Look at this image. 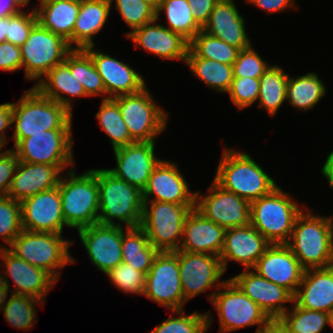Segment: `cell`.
<instances>
[{
    "mask_svg": "<svg viewBox=\"0 0 333 333\" xmlns=\"http://www.w3.org/2000/svg\"><path fill=\"white\" fill-rule=\"evenodd\" d=\"M223 149L213 180L224 190L251 203L279 186L249 153L229 147Z\"/></svg>",
    "mask_w": 333,
    "mask_h": 333,
    "instance_id": "6da1fadb",
    "label": "cell"
},
{
    "mask_svg": "<svg viewBox=\"0 0 333 333\" xmlns=\"http://www.w3.org/2000/svg\"><path fill=\"white\" fill-rule=\"evenodd\" d=\"M63 105L43 96L34 86L12 102L14 146L22 139L53 129H72V116Z\"/></svg>",
    "mask_w": 333,
    "mask_h": 333,
    "instance_id": "7a4b0ae2",
    "label": "cell"
},
{
    "mask_svg": "<svg viewBox=\"0 0 333 333\" xmlns=\"http://www.w3.org/2000/svg\"><path fill=\"white\" fill-rule=\"evenodd\" d=\"M96 175L99 194L98 223L122 227L126 225V228L140 226L143 214L142 191L117 178L108 168L96 169Z\"/></svg>",
    "mask_w": 333,
    "mask_h": 333,
    "instance_id": "3957f363",
    "label": "cell"
},
{
    "mask_svg": "<svg viewBox=\"0 0 333 333\" xmlns=\"http://www.w3.org/2000/svg\"><path fill=\"white\" fill-rule=\"evenodd\" d=\"M62 213L67 227L77 231L98 223L99 194L96 169L76 175L74 168L60 178Z\"/></svg>",
    "mask_w": 333,
    "mask_h": 333,
    "instance_id": "277c9868",
    "label": "cell"
},
{
    "mask_svg": "<svg viewBox=\"0 0 333 333\" xmlns=\"http://www.w3.org/2000/svg\"><path fill=\"white\" fill-rule=\"evenodd\" d=\"M305 211L297 216L287 245L305 270L333 266L327 218L314 215L312 210L306 208Z\"/></svg>",
    "mask_w": 333,
    "mask_h": 333,
    "instance_id": "5b68a950",
    "label": "cell"
},
{
    "mask_svg": "<svg viewBox=\"0 0 333 333\" xmlns=\"http://www.w3.org/2000/svg\"><path fill=\"white\" fill-rule=\"evenodd\" d=\"M279 186L251 202L250 224L271 244H287L302 206Z\"/></svg>",
    "mask_w": 333,
    "mask_h": 333,
    "instance_id": "8992f818",
    "label": "cell"
},
{
    "mask_svg": "<svg viewBox=\"0 0 333 333\" xmlns=\"http://www.w3.org/2000/svg\"><path fill=\"white\" fill-rule=\"evenodd\" d=\"M72 242L62 234L23 229L7 248L29 264L45 270L58 282L60 268L75 262L69 252Z\"/></svg>",
    "mask_w": 333,
    "mask_h": 333,
    "instance_id": "52a82bcc",
    "label": "cell"
},
{
    "mask_svg": "<svg viewBox=\"0 0 333 333\" xmlns=\"http://www.w3.org/2000/svg\"><path fill=\"white\" fill-rule=\"evenodd\" d=\"M193 208L195 205L143 201L140 227L159 252H176L182 240L185 219Z\"/></svg>",
    "mask_w": 333,
    "mask_h": 333,
    "instance_id": "ba28073f",
    "label": "cell"
},
{
    "mask_svg": "<svg viewBox=\"0 0 333 333\" xmlns=\"http://www.w3.org/2000/svg\"><path fill=\"white\" fill-rule=\"evenodd\" d=\"M112 99L118 104L130 137L135 142L157 141L159 134L166 130L168 113L154 102L147 87Z\"/></svg>",
    "mask_w": 333,
    "mask_h": 333,
    "instance_id": "9c48e42d",
    "label": "cell"
},
{
    "mask_svg": "<svg viewBox=\"0 0 333 333\" xmlns=\"http://www.w3.org/2000/svg\"><path fill=\"white\" fill-rule=\"evenodd\" d=\"M211 303L218 314L219 333L254 325L258 326L255 333H259L271 320L230 278L213 293Z\"/></svg>",
    "mask_w": 333,
    "mask_h": 333,
    "instance_id": "30bf717a",
    "label": "cell"
},
{
    "mask_svg": "<svg viewBox=\"0 0 333 333\" xmlns=\"http://www.w3.org/2000/svg\"><path fill=\"white\" fill-rule=\"evenodd\" d=\"M73 50L62 37L37 23L21 46L25 78L37 82Z\"/></svg>",
    "mask_w": 333,
    "mask_h": 333,
    "instance_id": "8fae6325",
    "label": "cell"
},
{
    "mask_svg": "<svg viewBox=\"0 0 333 333\" xmlns=\"http://www.w3.org/2000/svg\"><path fill=\"white\" fill-rule=\"evenodd\" d=\"M73 143L72 129H53L31 134L11 149L19 161L57 165L63 171L74 168Z\"/></svg>",
    "mask_w": 333,
    "mask_h": 333,
    "instance_id": "7c38bea8",
    "label": "cell"
},
{
    "mask_svg": "<svg viewBox=\"0 0 333 333\" xmlns=\"http://www.w3.org/2000/svg\"><path fill=\"white\" fill-rule=\"evenodd\" d=\"M142 295L171 311L183 309L187 301L181 287L179 251L158 252L146 274Z\"/></svg>",
    "mask_w": 333,
    "mask_h": 333,
    "instance_id": "4fadbf2b",
    "label": "cell"
},
{
    "mask_svg": "<svg viewBox=\"0 0 333 333\" xmlns=\"http://www.w3.org/2000/svg\"><path fill=\"white\" fill-rule=\"evenodd\" d=\"M179 270L183 296L187 302L213 288L215 291L208 295L211 302L213 293L226 282L220 281L225 271L217 255L179 251Z\"/></svg>",
    "mask_w": 333,
    "mask_h": 333,
    "instance_id": "5bb4252c",
    "label": "cell"
},
{
    "mask_svg": "<svg viewBox=\"0 0 333 333\" xmlns=\"http://www.w3.org/2000/svg\"><path fill=\"white\" fill-rule=\"evenodd\" d=\"M196 192L195 208L225 230L250 224L251 203L214 180L207 194Z\"/></svg>",
    "mask_w": 333,
    "mask_h": 333,
    "instance_id": "9a60e30c",
    "label": "cell"
},
{
    "mask_svg": "<svg viewBox=\"0 0 333 333\" xmlns=\"http://www.w3.org/2000/svg\"><path fill=\"white\" fill-rule=\"evenodd\" d=\"M0 260L5 269V273L0 271L1 278L9 289L11 286L6 276H11L15 284L12 294L27 295L45 301L46 295L57 283L48 272L17 257L8 248H0Z\"/></svg>",
    "mask_w": 333,
    "mask_h": 333,
    "instance_id": "2e32d148",
    "label": "cell"
},
{
    "mask_svg": "<svg viewBox=\"0 0 333 333\" xmlns=\"http://www.w3.org/2000/svg\"><path fill=\"white\" fill-rule=\"evenodd\" d=\"M155 145L156 141L135 142L114 149L117 166L108 170L117 178L143 191L153 169L161 160L155 155Z\"/></svg>",
    "mask_w": 333,
    "mask_h": 333,
    "instance_id": "e0dca14e",
    "label": "cell"
},
{
    "mask_svg": "<svg viewBox=\"0 0 333 333\" xmlns=\"http://www.w3.org/2000/svg\"><path fill=\"white\" fill-rule=\"evenodd\" d=\"M21 215L22 228L27 231L62 234L67 226L58 186L23 200Z\"/></svg>",
    "mask_w": 333,
    "mask_h": 333,
    "instance_id": "ac0fdd59",
    "label": "cell"
},
{
    "mask_svg": "<svg viewBox=\"0 0 333 333\" xmlns=\"http://www.w3.org/2000/svg\"><path fill=\"white\" fill-rule=\"evenodd\" d=\"M189 188L176 162L161 159L153 169L146 188L142 191V199L143 201L195 205L196 192H191Z\"/></svg>",
    "mask_w": 333,
    "mask_h": 333,
    "instance_id": "d6986e66",
    "label": "cell"
},
{
    "mask_svg": "<svg viewBox=\"0 0 333 333\" xmlns=\"http://www.w3.org/2000/svg\"><path fill=\"white\" fill-rule=\"evenodd\" d=\"M78 235L92 264L104 274L122 262V226L96 223L79 229Z\"/></svg>",
    "mask_w": 333,
    "mask_h": 333,
    "instance_id": "ffe728a7",
    "label": "cell"
},
{
    "mask_svg": "<svg viewBox=\"0 0 333 333\" xmlns=\"http://www.w3.org/2000/svg\"><path fill=\"white\" fill-rule=\"evenodd\" d=\"M252 270L270 282L287 289L293 296L305 271L287 244H271Z\"/></svg>",
    "mask_w": 333,
    "mask_h": 333,
    "instance_id": "44dd1931",
    "label": "cell"
},
{
    "mask_svg": "<svg viewBox=\"0 0 333 333\" xmlns=\"http://www.w3.org/2000/svg\"><path fill=\"white\" fill-rule=\"evenodd\" d=\"M271 319H279L293 303V295L285 288L259 276L252 269H244L230 278Z\"/></svg>",
    "mask_w": 333,
    "mask_h": 333,
    "instance_id": "7402d4cb",
    "label": "cell"
},
{
    "mask_svg": "<svg viewBox=\"0 0 333 333\" xmlns=\"http://www.w3.org/2000/svg\"><path fill=\"white\" fill-rule=\"evenodd\" d=\"M94 47L89 46L84 50L91 56L102 77L107 99L134 94L146 87L145 79L138 71L102 50L93 49Z\"/></svg>",
    "mask_w": 333,
    "mask_h": 333,
    "instance_id": "603a6c76",
    "label": "cell"
},
{
    "mask_svg": "<svg viewBox=\"0 0 333 333\" xmlns=\"http://www.w3.org/2000/svg\"><path fill=\"white\" fill-rule=\"evenodd\" d=\"M157 19L134 29L126 37L136 44V48L158 56L161 60H180L185 62L189 41L181 34L173 32L162 24H157Z\"/></svg>",
    "mask_w": 333,
    "mask_h": 333,
    "instance_id": "cb8c5ba5",
    "label": "cell"
},
{
    "mask_svg": "<svg viewBox=\"0 0 333 333\" xmlns=\"http://www.w3.org/2000/svg\"><path fill=\"white\" fill-rule=\"evenodd\" d=\"M271 243L251 224L225 231L220 259L224 271L229 261L240 263L244 269H252Z\"/></svg>",
    "mask_w": 333,
    "mask_h": 333,
    "instance_id": "d4e9b609",
    "label": "cell"
},
{
    "mask_svg": "<svg viewBox=\"0 0 333 333\" xmlns=\"http://www.w3.org/2000/svg\"><path fill=\"white\" fill-rule=\"evenodd\" d=\"M34 87L43 96L63 105L72 114L73 98L87 97L82 84L75 76V49L66 56L65 61L54 66Z\"/></svg>",
    "mask_w": 333,
    "mask_h": 333,
    "instance_id": "484cf974",
    "label": "cell"
},
{
    "mask_svg": "<svg viewBox=\"0 0 333 333\" xmlns=\"http://www.w3.org/2000/svg\"><path fill=\"white\" fill-rule=\"evenodd\" d=\"M225 231L223 227L193 208L185 219L178 251L220 256L224 246Z\"/></svg>",
    "mask_w": 333,
    "mask_h": 333,
    "instance_id": "4316f807",
    "label": "cell"
},
{
    "mask_svg": "<svg viewBox=\"0 0 333 333\" xmlns=\"http://www.w3.org/2000/svg\"><path fill=\"white\" fill-rule=\"evenodd\" d=\"M235 4V0H219L202 30L230 46L244 50L252 44L245 29V19Z\"/></svg>",
    "mask_w": 333,
    "mask_h": 333,
    "instance_id": "83f0119b",
    "label": "cell"
},
{
    "mask_svg": "<svg viewBox=\"0 0 333 333\" xmlns=\"http://www.w3.org/2000/svg\"><path fill=\"white\" fill-rule=\"evenodd\" d=\"M62 172L57 165L20 161L7 196L21 203L37 193L58 186Z\"/></svg>",
    "mask_w": 333,
    "mask_h": 333,
    "instance_id": "f1b7e54d",
    "label": "cell"
},
{
    "mask_svg": "<svg viewBox=\"0 0 333 333\" xmlns=\"http://www.w3.org/2000/svg\"><path fill=\"white\" fill-rule=\"evenodd\" d=\"M293 302L304 309L332 314L333 266L305 270Z\"/></svg>",
    "mask_w": 333,
    "mask_h": 333,
    "instance_id": "f546056e",
    "label": "cell"
},
{
    "mask_svg": "<svg viewBox=\"0 0 333 333\" xmlns=\"http://www.w3.org/2000/svg\"><path fill=\"white\" fill-rule=\"evenodd\" d=\"M110 3V0H80V11L73 29V49L95 46L93 36L102 31L108 20L113 7Z\"/></svg>",
    "mask_w": 333,
    "mask_h": 333,
    "instance_id": "4dcf8cb0",
    "label": "cell"
},
{
    "mask_svg": "<svg viewBox=\"0 0 333 333\" xmlns=\"http://www.w3.org/2000/svg\"><path fill=\"white\" fill-rule=\"evenodd\" d=\"M80 11V0H61L33 7L38 23L62 37L73 48V29Z\"/></svg>",
    "mask_w": 333,
    "mask_h": 333,
    "instance_id": "1f68e13d",
    "label": "cell"
},
{
    "mask_svg": "<svg viewBox=\"0 0 333 333\" xmlns=\"http://www.w3.org/2000/svg\"><path fill=\"white\" fill-rule=\"evenodd\" d=\"M121 250L122 262L144 274L148 273L159 252L150 244L146 233L140 226L126 229L122 227Z\"/></svg>",
    "mask_w": 333,
    "mask_h": 333,
    "instance_id": "d6a6232c",
    "label": "cell"
},
{
    "mask_svg": "<svg viewBox=\"0 0 333 333\" xmlns=\"http://www.w3.org/2000/svg\"><path fill=\"white\" fill-rule=\"evenodd\" d=\"M185 64L192 74L201 79L207 87L217 92L227 93L234 79L233 66L198 57L190 48L188 49Z\"/></svg>",
    "mask_w": 333,
    "mask_h": 333,
    "instance_id": "836d02e7",
    "label": "cell"
},
{
    "mask_svg": "<svg viewBox=\"0 0 333 333\" xmlns=\"http://www.w3.org/2000/svg\"><path fill=\"white\" fill-rule=\"evenodd\" d=\"M326 93L325 83L316 72L288 77L287 102L296 109L307 111L313 109Z\"/></svg>",
    "mask_w": 333,
    "mask_h": 333,
    "instance_id": "e575fe53",
    "label": "cell"
},
{
    "mask_svg": "<svg viewBox=\"0 0 333 333\" xmlns=\"http://www.w3.org/2000/svg\"><path fill=\"white\" fill-rule=\"evenodd\" d=\"M289 74L279 65H270L259 78L258 108H264L270 117H274L287 100Z\"/></svg>",
    "mask_w": 333,
    "mask_h": 333,
    "instance_id": "d590c367",
    "label": "cell"
},
{
    "mask_svg": "<svg viewBox=\"0 0 333 333\" xmlns=\"http://www.w3.org/2000/svg\"><path fill=\"white\" fill-rule=\"evenodd\" d=\"M166 14L167 27L190 41L202 28L196 23L188 0H162L156 6V19Z\"/></svg>",
    "mask_w": 333,
    "mask_h": 333,
    "instance_id": "8d00e7d4",
    "label": "cell"
},
{
    "mask_svg": "<svg viewBox=\"0 0 333 333\" xmlns=\"http://www.w3.org/2000/svg\"><path fill=\"white\" fill-rule=\"evenodd\" d=\"M99 108L96 118L101 129L108 135L113 150L135 143L130 137L118 104L112 98L102 99Z\"/></svg>",
    "mask_w": 333,
    "mask_h": 333,
    "instance_id": "74e56055",
    "label": "cell"
},
{
    "mask_svg": "<svg viewBox=\"0 0 333 333\" xmlns=\"http://www.w3.org/2000/svg\"><path fill=\"white\" fill-rule=\"evenodd\" d=\"M279 320L289 333H322L327 324H332L330 313L304 309L294 302Z\"/></svg>",
    "mask_w": 333,
    "mask_h": 333,
    "instance_id": "f35d334b",
    "label": "cell"
},
{
    "mask_svg": "<svg viewBox=\"0 0 333 333\" xmlns=\"http://www.w3.org/2000/svg\"><path fill=\"white\" fill-rule=\"evenodd\" d=\"M45 301L38 300L34 297L27 295L12 294L2 309L3 318L12 325L14 328L19 330H30L33 326L35 327V321L37 318L36 306L42 304Z\"/></svg>",
    "mask_w": 333,
    "mask_h": 333,
    "instance_id": "ab89813d",
    "label": "cell"
},
{
    "mask_svg": "<svg viewBox=\"0 0 333 333\" xmlns=\"http://www.w3.org/2000/svg\"><path fill=\"white\" fill-rule=\"evenodd\" d=\"M189 48L198 57L212 59L228 65H233L240 51L238 48L230 46L223 40L213 37L203 30L199 31L189 41Z\"/></svg>",
    "mask_w": 333,
    "mask_h": 333,
    "instance_id": "60d3db41",
    "label": "cell"
},
{
    "mask_svg": "<svg viewBox=\"0 0 333 333\" xmlns=\"http://www.w3.org/2000/svg\"><path fill=\"white\" fill-rule=\"evenodd\" d=\"M172 313H175V316L170 315L150 333H205L213 320L210 311L185 314L182 309L172 311Z\"/></svg>",
    "mask_w": 333,
    "mask_h": 333,
    "instance_id": "b9f144b4",
    "label": "cell"
},
{
    "mask_svg": "<svg viewBox=\"0 0 333 333\" xmlns=\"http://www.w3.org/2000/svg\"><path fill=\"white\" fill-rule=\"evenodd\" d=\"M75 76L82 84L86 96L105 95L106 89L91 56L84 49H75Z\"/></svg>",
    "mask_w": 333,
    "mask_h": 333,
    "instance_id": "7bdbcfd3",
    "label": "cell"
},
{
    "mask_svg": "<svg viewBox=\"0 0 333 333\" xmlns=\"http://www.w3.org/2000/svg\"><path fill=\"white\" fill-rule=\"evenodd\" d=\"M110 2L111 5L115 4V10H118L125 24L131 29L125 33V36L156 19V6L149 0H110Z\"/></svg>",
    "mask_w": 333,
    "mask_h": 333,
    "instance_id": "ee69618b",
    "label": "cell"
},
{
    "mask_svg": "<svg viewBox=\"0 0 333 333\" xmlns=\"http://www.w3.org/2000/svg\"><path fill=\"white\" fill-rule=\"evenodd\" d=\"M21 203L9 196L0 198V237L7 244L0 248H7L22 232Z\"/></svg>",
    "mask_w": 333,
    "mask_h": 333,
    "instance_id": "f6af8a7d",
    "label": "cell"
},
{
    "mask_svg": "<svg viewBox=\"0 0 333 333\" xmlns=\"http://www.w3.org/2000/svg\"><path fill=\"white\" fill-rule=\"evenodd\" d=\"M109 281L127 294L142 295L145 291L146 274L137 271L126 263H119L107 274Z\"/></svg>",
    "mask_w": 333,
    "mask_h": 333,
    "instance_id": "bcb514c9",
    "label": "cell"
},
{
    "mask_svg": "<svg viewBox=\"0 0 333 333\" xmlns=\"http://www.w3.org/2000/svg\"><path fill=\"white\" fill-rule=\"evenodd\" d=\"M259 78L234 77L230 90L227 92L230 99L239 110L252 106L259 97Z\"/></svg>",
    "mask_w": 333,
    "mask_h": 333,
    "instance_id": "7dc6e473",
    "label": "cell"
},
{
    "mask_svg": "<svg viewBox=\"0 0 333 333\" xmlns=\"http://www.w3.org/2000/svg\"><path fill=\"white\" fill-rule=\"evenodd\" d=\"M232 66L234 77L260 78L270 65H267V62L251 45L249 48L239 51Z\"/></svg>",
    "mask_w": 333,
    "mask_h": 333,
    "instance_id": "c3c4849f",
    "label": "cell"
},
{
    "mask_svg": "<svg viewBox=\"0 0 333 333\" xmlns=\"http://www.w3.org/2000/svg\"><path fill=\"white\" fill-rule=\"evenodd\" d=\"M38 23L36 13L32 11L19 13L8 17L6 41L13 45L22 46L29 37L32 28Z\"/></svg>",
    "mask_w": 333,
    "mask_h": 333,
    "instance_id": "681fc988",
    "label": "cell"
},
{
    "mask_svg": "<svg viewBox=\"0 0 333 333\" xmlns=\"http://www.w3.org/2000/svg\"><path fill=\"white\" fill-rule=\"evenodd\" d=\"M19 162L12 149L0 150V198L7 196Z\"/></svg>",
    "mask_w": 333,
    "mask_h": 333,
    "instance_id": "f907efd6",
    "label": "cell"
},
{
    "mask_svg": "<svg viewBox=\"0 0 333 333\" xmlns=\"http://www.w3.org/2000/svg\"><path fill=\"white\" fill-rule=\"evenodd\" d=\"M22 68L21 47L5 41L0 44V69L6 72Z\"/></svg>",
    "mask_w": 333,
    "mask_h": 333,
    "instance_id": "816d5d0a",
    "label": "cell"
},
{
    "mask_svg": "<svg viewBox=\"0 0 333 333\" xmlns=\"http://www.w3.org/2000/svg\"><path fill=\"white\" fill-rule=\"evenodd\" d=\"M219 0H188L196 23L203 28Z\"/></svg>",
    "mask_w": 333,
    "mask_h": 333,
    "instance_id": "f5cc1de1",
    "label": "cell"
},
{
    "mask_svg": "<svg viewBox=\"0 0 333 333\" xmlns=\"http://www.w3.org/2000/svg\"><path fill=\"white\" fill-rule=\"evenodd\" d=\"M246 2L255 5L259 9L265 10V12L268 13H282L287 9L298 8L295 0H246Z\"/></svg>",
    "mask_w": 333,
    "mask_h": 333,
    "instance_id": "db71d44e",
    "label": "cell"
},
{
    "mask_svg": "<svg viewBox=\"0 0 333 333\" xmlns=\"http://www.w3.org/2000/svg\"><path fill=\"white\" fill-rule=\"evenodd\" d=\"M12 125V103L0 104V150L7 144L6 129Z\"/></svg>",
    "mask_w": 333,
    "mask_h": 333,
    "instance_id": "11a10c76",
    "label": "cell"
},
{
    "mask_svg": "<svg viewBox=\"0 0 333 333\" xmlns=\"http://www.w3.org/2000/svg\"><path fill=\"white\" fill-rule=\"evenodd\" d=\"M20 11L14 0H0V17H10Z\"/></svg>",
    "mask_w": 333,
    "mask_h": 333,
    "instance_id": "9f6ffc18",
    "label": "cell"
},
{
    "mask_svg": "<svg viewBox=\"0 0 333 333\" xmlns=\"http://www.w3.org/2000/svg\"><path fill=\"white\" fill-rule=\"evenodd\" d=\"M259 333H289L279 319L270 320Z\"/></svg>",
    "mask_w": 333,
    "mask_h": 333,
    "instance_id": "6f0895ef",
    "label": "cell"
},
{
    "mask_svg": "<svg viewBox=\"0 0 333 333\" xmlns=\"http://www.w3.org/2000/svg\"><path fill=\"white\" fill-rule=\"evenodd\" d=\"M321 172L327 179L329 186L333 189V150L329 152Z\"/></svg>",
    "mask_w": 333,
    "mask_h": 333,
    "instance_id": "680465c9",
    "label": "cell"
},
{
    "mask_svg": "<svg viewBox=\"0 0 333 333\" xmlns=\"http://www.w3.org/2000/svg\"><path fill=\"white\" fill-rule=\"evenodd\" d=\"M9 288L0 276V312L2 311L7 298L9 297Z\"/></svg>",
    "mask_w": 333,
    "mask_h": 333,
    "instance_id": "91938a15",
    "label": "cell"
},
{
    "mask_svg": "<svg viewBox=\"0 0 333 333\" xmlns=\"http://www.w3.org/2000/svg\"><path fill=\"white\" fill-rule=\"evenodd\" d=\"M8 17H0V44L6 41Z\"/></svg>",
    "mask_w": 333,
    "mask_h": 333,
    "instance_id": "94428289",
    "label": "cell"
},
{
    "mask_svg": "<svg viewBox=\"0 0 333 333\" xmlns=\"http://www.w3.org/2000/svg\"><path fill=\"white\" fill-rule=\"evenodd\" d=\"M328 224H329V230H330V242L333 249V215L326 217Z\"/></svg>",
    "mask_w": 333,
    "mask_h": 333,
    "instance_id": "6125c7cd",
    "label": "cell"
},
{
    "mask_svg": "<svg viewBox=\"0 0 333 333\" xmlns=\"http://www.w3.org/2000/svg\"><path fill=\"white\" fill-rule=\"evenodd\" d=\"M31 0H14L15 5L21 10V8H24L29 4Z\"/></svg>",
    "mask_w": 333,
    "mask_h": 333,
    "instance_id": "be15d7a7",
    "label": "cell"
},
{
    "mask_svg": "<svg viewBox=\"0 0 333 333\" xmlns=\"http://www.w3.org/2000/svg\"><path fill=\"white\" fill-rule=\"evenodd\" d=\"M39 1H40L39 4L41 6V5L50 4V3L61 1V0H39Z\"/></svg>",
    "mask_w": 333,
    "mask_h": 333,
    "instance_id": "e7e4bbea",
    "label": "cell"
},
{
    "mask_svg": "<svg viewBox=\"0 0 333 333\" xmlns=\"http://www.w3.org/2000/svg\"><path fill=\"white\" fill-rule=\"evenodd\" d=\"M151 1L155 6H157L162 0H149Z\"/></svg>",
    "mask_w": 333,
    "mask_h": 333,
    "instance_id": "03108f58",
    "label": "cell"
},
{
    "mask_svg": "<svg viewBox=\"0 0 333 333\" xmlns=\"http://www.w3.org/2000/svg\"><path fill=\"white\" fill-rule=\"evenodd\" d=\"M331 327H333V313L331 314Z\"/></svg>",
    "mask_w": 333,
    "mask_h": 333,
    "instance_id": "003e7915",
    "label": "cell"
}]
</instances>
